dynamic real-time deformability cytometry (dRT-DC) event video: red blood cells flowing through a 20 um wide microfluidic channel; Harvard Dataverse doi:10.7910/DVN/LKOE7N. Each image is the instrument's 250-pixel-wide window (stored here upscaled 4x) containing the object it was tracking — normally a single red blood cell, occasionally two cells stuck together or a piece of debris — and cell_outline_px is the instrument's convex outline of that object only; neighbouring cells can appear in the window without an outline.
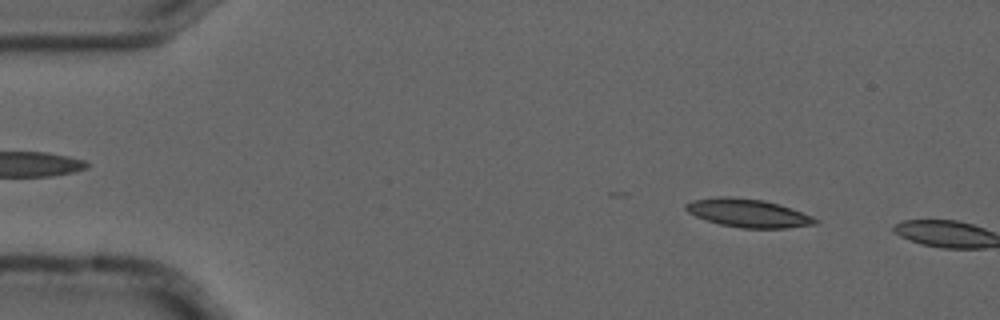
{"species": "common noctule bat (a hibernating species)", "species_latin": "Nyctalus noctula", "temperature_condition": "cold", "stored_images_in_passage": 3, "camera_frame_rate_fps": 3000, "um_per_image_px": 0.085, "animal": {"sex": "male", "forearm_length_mm": 52.5}, "frame": {"image": 1, "passage_image": 2, "time_ms": 0.333, "image_size_px": [1000, 320], "cell_outline_px": [[820, 224], [784, 228], [740, 228], [720, 224], [696, 216], [688, 212], [684, 208], [684, 204], [692, 200], [716, 196], [728, 196], [764, 200], [780, 204], [812, 216], [820, 220]], "centroid_in_image_um": [63.6, 18.1], "position_along_channel_um": 21.4, "area_um2": 21.5}}